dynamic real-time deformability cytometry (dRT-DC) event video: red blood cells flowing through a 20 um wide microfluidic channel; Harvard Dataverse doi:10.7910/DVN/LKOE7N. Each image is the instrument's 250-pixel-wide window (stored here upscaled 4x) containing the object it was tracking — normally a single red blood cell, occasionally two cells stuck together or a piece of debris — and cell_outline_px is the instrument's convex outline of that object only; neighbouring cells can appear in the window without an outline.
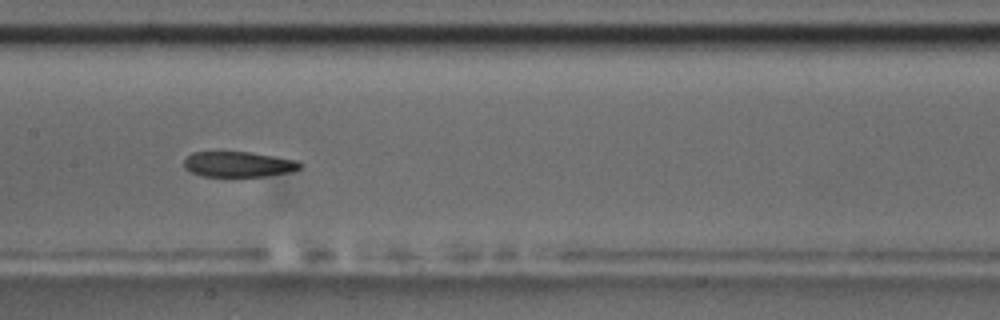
{"species": "common noctule bat (a hibernating species)", "species_latin": "Nyctalus noctula", "temperature_condition": "room temperature", "stored_images_in_passage": 54, "camera_frame_rate_fps": 3000, "um_per_image_px": 0.085, "animal": {"sex": "male", "body_mass_g": 17.5, "forearm_length_mm": 52.3}, "frame": {"image": 1, "passage_image": 27, "time_ms": 8.667, "image_size_px": [1000, 320], "cell_outline_px": [[304, 164], [300, 168], [288, 172], [264, 176], [204, 176], [192, 172], [184, 168], [184, 160], [192, 152], [252, 152], [296, 160]], "centroid_in_image_um": [20.27, 13.95], "position_along_channel_um": 187.1, "area_um2": 17.05}}
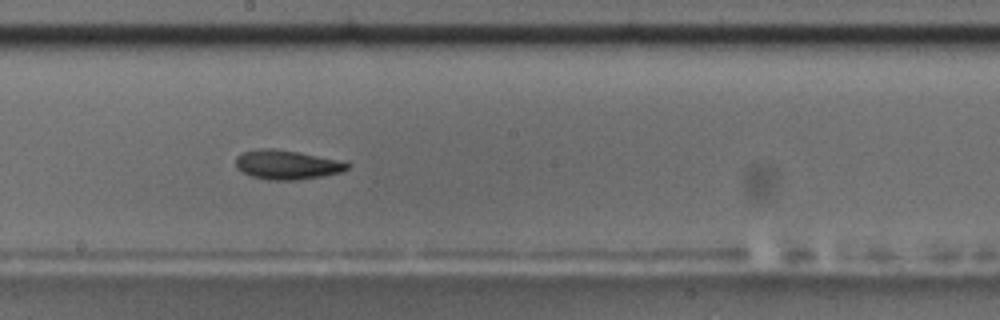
{"frame": {"image": 2, "passage_image": 30, "time_ms": 9.667, "image_size_px": [1000, 320], "cell_outline_px": [[352, 164], [348, 168], [340, 172], [320, 176], [296, 180], [268, 180], [252, 176], [236, 168], [236, 156], [240, 152], [260, 148], [272, 148], [344, 160]], "centroid_in_image_um": [24.38, 13.99], "position_along_channel_um": 223.8, "area_um2": 19.07}}
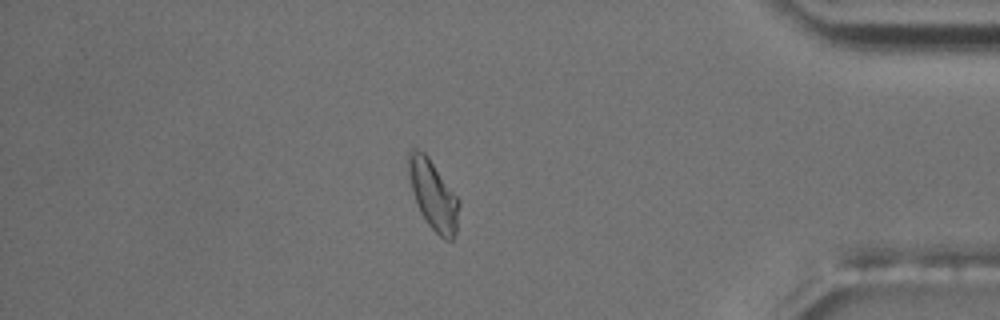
{"frame": {"image": 3, "passage_image": 47, "time_ms": 15.333, "image_size_px": [1000, 320], "cell_outline_px": [[460, 204], [456, 232], [452, 240], [444, 240], [428, 224], [420, 212], [416, 204], [408, 172], [408, 148], [416, 148], [424, 152], [428, 156], [460, 200]], "centroid_in_image_um": [36.83, 16.55], "position_along_channel_um": 398.4, "area_um2": 20.46}, "authors_computed_cell_mechanics": {"area_um2": 18.6116, "velocity_mm_per_s": 3.6767, "shape_relaxation_time_tau1_ms": 5.9427, "shape_relaxation_time_tau2_ms": 8.5074, "deformation_change_tau1": 0.1573, "deformation_change_tau2": 0.151}}